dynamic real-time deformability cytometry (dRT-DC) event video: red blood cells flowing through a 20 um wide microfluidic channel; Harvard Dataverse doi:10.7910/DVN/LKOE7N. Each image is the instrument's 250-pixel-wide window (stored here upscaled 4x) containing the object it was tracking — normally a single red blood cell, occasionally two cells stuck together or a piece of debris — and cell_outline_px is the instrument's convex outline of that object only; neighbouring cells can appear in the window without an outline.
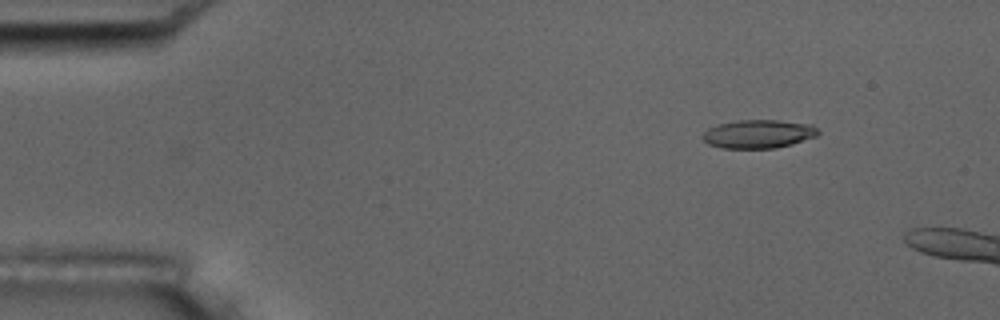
{"species": "common noctule bat (a hibernating species)", "species_latin": "Nyctalus noctula", "temperature_condition": "room temperature", "stored_images_in_passage": 3, "camera_frame_rate_fps": 3000, "um_per_image_px": 0.085, "animal": {"sex": "male", "body_mass_g": 17.5, "forearm_length_mm": 52.3}, "frame": {"image": 1, "passage_image": 1, "time_ms": 0.0, "image_size_px": [1000, 320], "cell_outline_px": [[820, 132], [816, 136], [792, 144], [776, 148], [724, 148], [708, 144], [700, 136], [708, 128], [716, 124], [736, 120], [776, 120], [812, 124]], "centroid_in_image_um": [64.44, 11.38], "position_along_channel_um": 20.6, "area_um2": 19.25}}